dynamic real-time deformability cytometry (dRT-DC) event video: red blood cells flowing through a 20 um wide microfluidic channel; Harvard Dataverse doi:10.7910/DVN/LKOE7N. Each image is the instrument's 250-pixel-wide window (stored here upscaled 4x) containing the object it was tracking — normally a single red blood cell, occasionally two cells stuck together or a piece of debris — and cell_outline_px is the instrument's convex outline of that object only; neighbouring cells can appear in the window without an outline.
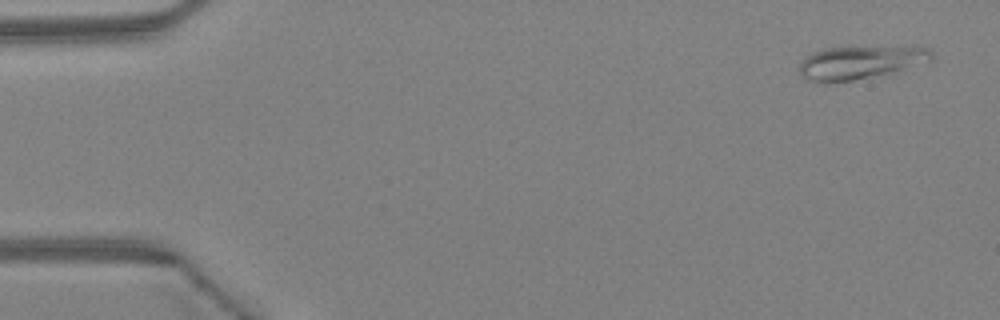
{"species": "Egyptian fruit bat (a non-hibernating species)", "species_latin": "Rousettus aegyptiacus", "temperature_condition": "warm", "stored_images_in_passage": 45, "camera_frame_rate_fps": 3000, "um_per_image_px": 0.085, "animal": {"sex": "female"}, "frame": {"image": 1, "passage_image": 2, "time_ms": 0.333, "image_size_px": [1000, 320], "cell_outline_px": [[932, 60], [888, 72], [852, 80], [812, 80], [804, 76], [800, 72], [800, 64], [812, 52], [824, 48], [928, 48], [932, 52]], "centroid_in_image_um": [73.09, 5.28], "position_along_channel_um": 11.9, "area_um2": 23.64}}
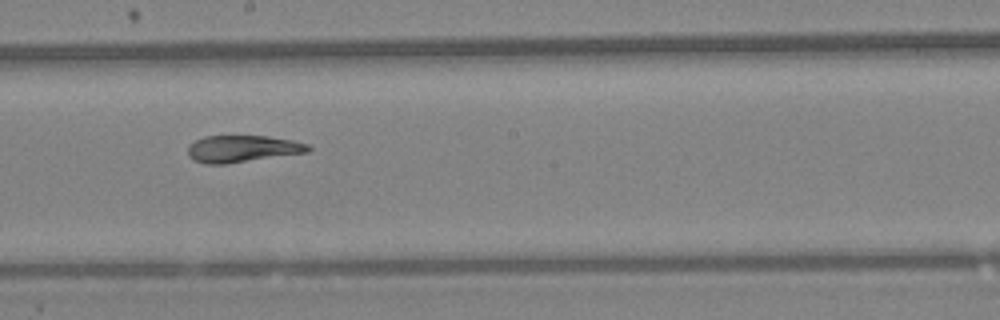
{"frame": {"image": 2, "passage_image": 25, "time_ms": 8.0, "image_size_px": [1000, 320], "cell_outline_px": [[312, 148], [308, 152], [224, 164], [204, 164], [192, 160], [188, 156], [188, 144], [204, 136], [268, 136], [292, 140], [308, 144]], "centroid_in_image_um": [20.57, 12.64], "position_along_channel_um": 227.6, "area_um2": 18.9}}
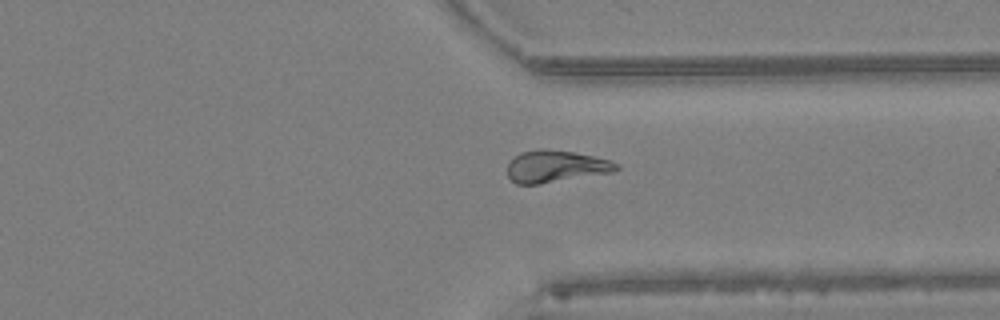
{"frame": {"image": 3, "passage_image": 34, "time_ms": 11.0, "image_size_px": [1000, 320], "cell_outline_px": [[620, 168], [612, 172], [540, 184], [516, 184], [508, 176], [508, 164], [520, 152], [540, 148], [544, 148], [572, 152], [592, 156], [608, 160], [620, 164]], "centroid_in_image_um": [47.23, 14.14], "position_along_channel_um": 364.2, "area_um2": 20.17}, "authors_computed_cell_mechanics": {"area_um2": 20.0566, "velocity_mm_per_s": 4.5224, "shape_relaxation_time_tau1_ms": 9.8627, "shape_relaxation_time_tau2_ms": 3.3008, "deformation_change_tau1": 0.282, "deformation_change_tau2": 0.1049}}